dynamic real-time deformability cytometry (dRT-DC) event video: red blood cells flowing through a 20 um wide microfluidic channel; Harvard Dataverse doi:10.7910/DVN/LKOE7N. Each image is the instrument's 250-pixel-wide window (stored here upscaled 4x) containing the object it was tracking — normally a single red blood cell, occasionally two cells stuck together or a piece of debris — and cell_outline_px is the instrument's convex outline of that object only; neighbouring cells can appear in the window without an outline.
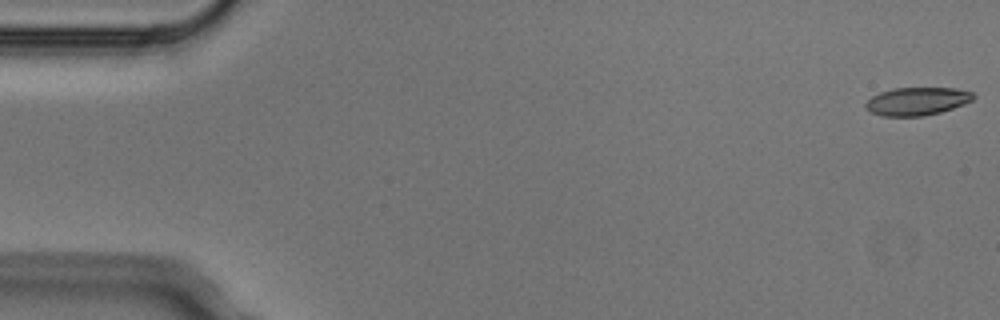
{"species": "Egyptian fruit bat (a non-hibernating species)", "species_latin": "Rousettus aegyptiacus", "temperature_condition": "cold", "stored_images_in_passage": 4, "camera_frame_rate_fps": 3000, "um_per_image_px": 0.085, "animal": {"sex": "male"}, "frame": {"image": 1, "passage_image": 1, "time_ms": 0.0, "image_size_px": [1000, 320], "cell_outline_px": [[976, 96], [972, 100], [964, 104], [940, 112], [924, 116], [880, 116], [872, 112], [864, 104], [872, 96], [880, 92], [892, 88], [956, 88], [972, 92]], "centroid_in_image_um": [77.96, 8.6], "position_along_channel_um": 7.0, "area_um2": 17.51}}